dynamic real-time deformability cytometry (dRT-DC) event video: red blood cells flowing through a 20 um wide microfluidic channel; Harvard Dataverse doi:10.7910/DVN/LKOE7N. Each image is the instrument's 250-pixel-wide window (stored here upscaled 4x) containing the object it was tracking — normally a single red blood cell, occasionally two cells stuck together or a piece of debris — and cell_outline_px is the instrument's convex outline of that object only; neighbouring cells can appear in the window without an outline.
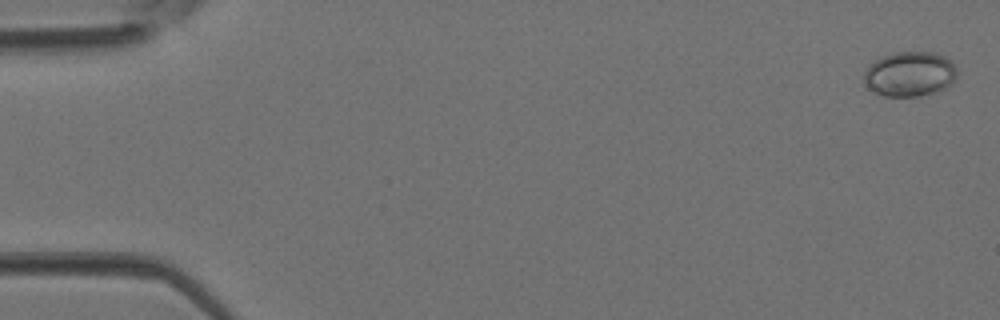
{"species": "Egyptian fruit bat (a non-hibernating species)", "species_latin": "Rousettus aegyptiacus", "temperature_condition": "room temperature", "stored_images_in_passage": 5, "camera_frame_rate_fps": 3000, "um_per_image_px": 0.085, "animal": {"sex": "female"}, "frame": {"image": 1, "passage_image": 5, "time_ms": 1.333, "image_size_px": [1000, 320], "cell_outline_px": [[956, 76], [952, 84], [940, 92], [920, 96], [884, 96], [868, 88], [864, 80], [864, 72], [880, 56], [896, 52], [936, 52], [952, 60], [956, 72]], "centroid_in_image_um": [77.37, 6.3], "position_along_channel_um": 7.6, "area_um2": 24.51}}